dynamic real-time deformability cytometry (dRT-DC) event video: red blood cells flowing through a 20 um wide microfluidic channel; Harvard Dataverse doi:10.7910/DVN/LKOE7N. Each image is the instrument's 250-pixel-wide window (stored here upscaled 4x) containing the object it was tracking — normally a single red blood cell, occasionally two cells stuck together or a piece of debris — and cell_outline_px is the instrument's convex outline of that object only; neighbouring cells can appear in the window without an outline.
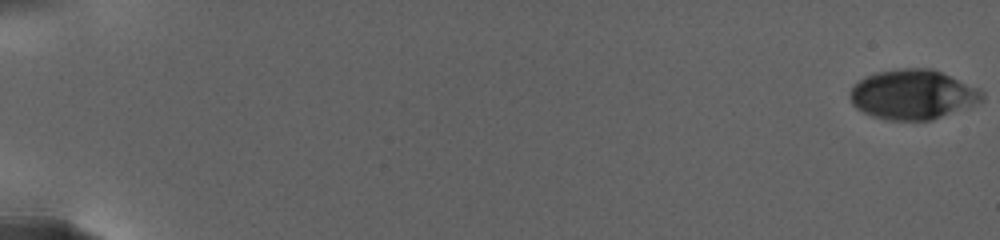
{"species": "human", "species_latin": "Homo sapiens", "temperature_condition": "warm", "stored_images_in_passage": 70, "camera_frame_rate_fps": 3000, "um_per_image_px": 0.085, "donor": {"sex": "female"}, "frame": {"image": 1, "passage_image": 1, "time_ms": 0.0, "image_size_px": [1000, 240], "cell_outline_px": [[984, 100], [976, 104], [932, 120], [884, 120], [872, 116], [856, 108], [852, 104], [852, 88], [864, 76], [876, 72], [900, 68], [932, 68], [976, 88], [984, 92]], "centroid_in_image_um": [77.59, 8.04], "position_along_channel_um": 7.4, "area_um2": 37.97}}
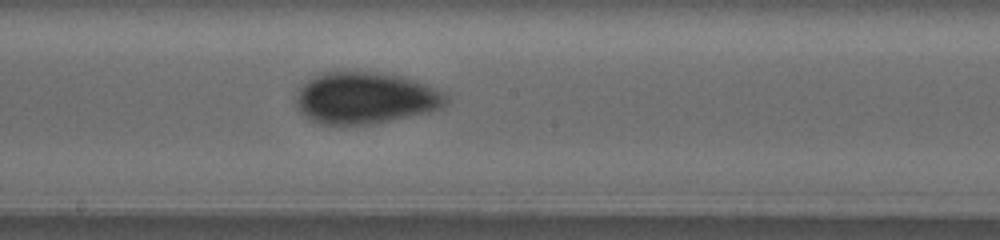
{"frame": {"image": 2, "passage_image": 40, "time_ms": 16.333, "image_size_px": [1000, 240], "cell_outline_px": [[448, 100], [440, 108], [428, 112], [376, 124], [320, 124], [304, 116], [296, 108], [296, 96], [300, 88], [308, 80], [324, 72], [380, 72], [400, 76], [412, 80], [444, 92], [448, 96]], "centroid_in_image_um": [31.03, 8.34], "position_along_channel_um": 217.2, "area_um2": 44.91}}
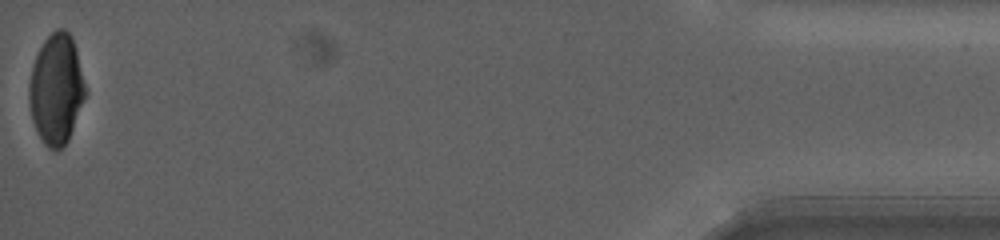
{"frame": {"image": 3, "passage_image": 70, "time_ms": 28.0, "image_size_px": [1000, 240], "cell_outline_px": [[88, 92], [68, 140], [56, 152], [48, 148], [44, 144], [36, 132], [32, 120], [28, 104], [28, 84], [32, 68], [36, 56], [44, 40], [56, 28], [64, 28], [72, 36]], "centroid_in_image_um": [4.78, 7.6], "position_along_channel_um": 430.4, "area_um2": 36.59}, "authors_computed_cell_mechanics": {"area_um2": 40.9224, "velocity_mm_per_s": 2.5362, "shape_relaxation_time_tau1_ms": 6.7427, "shape_relaxation_time_tau2_ms": 1.8096, "deformation_change_tau1": 0.1573, "deformation_change_tau2": 0.052}}